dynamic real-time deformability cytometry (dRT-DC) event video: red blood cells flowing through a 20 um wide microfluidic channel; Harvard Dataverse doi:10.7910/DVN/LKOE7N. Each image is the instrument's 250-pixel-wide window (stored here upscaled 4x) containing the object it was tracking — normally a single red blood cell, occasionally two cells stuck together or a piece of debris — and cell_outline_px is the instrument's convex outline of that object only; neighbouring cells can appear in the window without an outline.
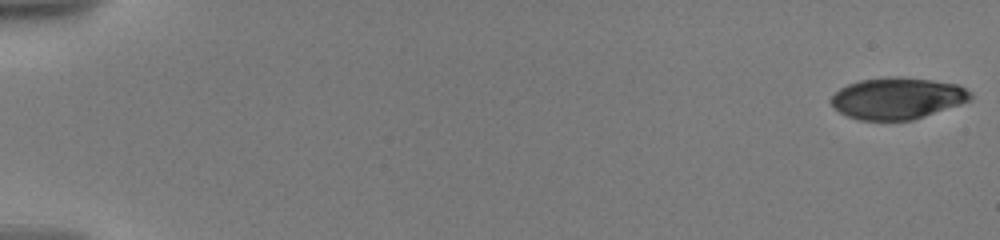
{"species": "human", "species_latin": "Homo sapiens", "temperature_condition": "warm", "stored_images_in_passage": 11, "camera_frame_rate_fps": 3000, "um_per_image_px": 0.085, "donor": {"sex": "male"}, "frame": {"image": 1, "passage_image": 1, "time_ms": 0.0, "image_size_px": [1000, 240], "cell_outline_px": [[972, 100], [912, 120], [860, 120], [848, 116], [840, 112], [828, 100], [840, 88], [848, 84], [860, 80], [888, 76], [900, 76], [932, 80], [960, 84], [972, 92]], "centroid_in_image_um": [76.3, 8.34], "position_along_channel_um": 8.7, "area_um2": 33.93}}
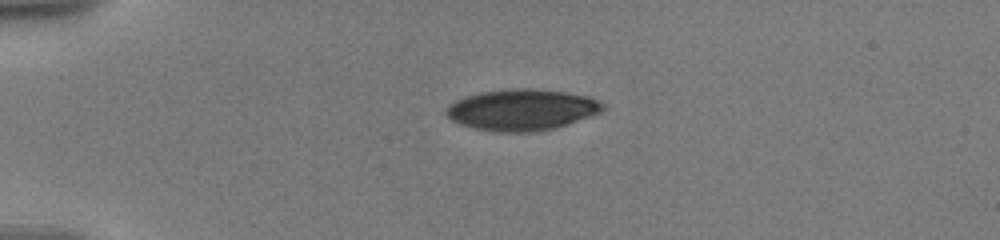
{"frame": {"image": 2, "passage_image": 7, "time_ms": 4.667, "image_size_px": [1000, 240], "cell_outline_px": [[604, 108], [600, 112], [556, 128], [536, 132], [500, 132], [472, 128], [460, 124], [452, 120], [444, 112], [444, 108], [448, 104], [464, 96], [480, 92], [512, 88], [532, 88], [564, 92], [588, 96], [604, 104]], "centroid_in_image_um": [44.3, 9.33], "position_along_channel_um": 40.7, "area_um2": 37.74}}
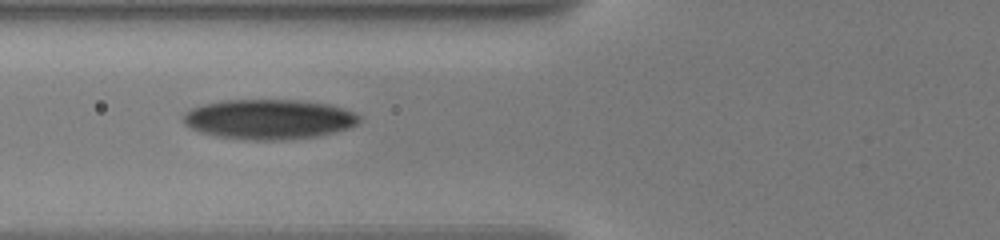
{"frame": {"image": 3, "passage_image": 10, "time_ms": 7.667, "image_size_px": [1000, 240], "cell_outline_px": [[360, 120], [356, 124], [348, 128], [336, 132], [316, 136], [280, 140], [252, 140], [216, 136], [200, 132], [184, 124], [180, 116], [184, 112], [192, 108], [204, 104], [220, 100], [300, 100], [328, 104], [352, 112], [360, 116]], "centroid_in_image_um": [22.8, 10.13], "position_along_channel_um": 103.0, "area_um2": 40.92}}